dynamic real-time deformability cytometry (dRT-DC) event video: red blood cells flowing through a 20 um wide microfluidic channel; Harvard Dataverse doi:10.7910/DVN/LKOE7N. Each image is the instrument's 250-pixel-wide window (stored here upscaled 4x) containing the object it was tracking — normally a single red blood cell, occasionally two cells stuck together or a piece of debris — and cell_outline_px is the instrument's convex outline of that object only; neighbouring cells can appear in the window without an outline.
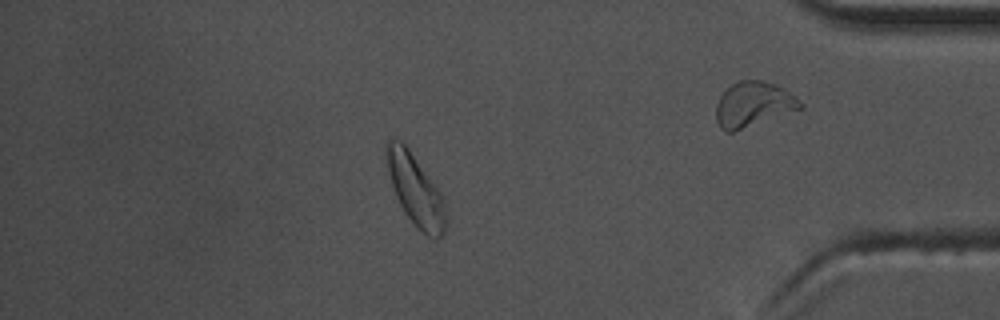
{"species": "common noctule bat (a hibernating species)", "species_latin": "Nyctalus noctula", "temperature_condition": "warm", "stored_images_in_passage": 58, "camera_frame_rate_fps": 3000, "um_per_image_px": 0.085, "animal": {"sex": "male", "body_mass_g": 17.5, "forearm_length_mm": 52.3}, "frame": {"image": 1, "passage_image": 50, "time_ms": 16.333, "image_size_px": [1000, 320], "cell_outline_px": [[448, 220], [444, 232], [436, 240], [428, 236], [404, 212], [396, 196], [392, 184], [384, 152], [384, 144], [388, 140], [400, 140], [408, 148], [440, 192], [444, 200], [448, 216]], "centroid_in_image_um": [35.33, 16.15], "position_along_channel_um": 399.9, "area_um2": 24.22}, "authors_computed_cell_mechanics": {"area_um2": 20.4323, "velocity_mm_per_s": 3.6306, "shape_relaxation_time_tau1_ms": 2.3678, "shape_relaxation_time_tau2_ms": 1.1627, "deformation_change_tau1": 0.0939, "deformation_change_tau2": 0.0737}}